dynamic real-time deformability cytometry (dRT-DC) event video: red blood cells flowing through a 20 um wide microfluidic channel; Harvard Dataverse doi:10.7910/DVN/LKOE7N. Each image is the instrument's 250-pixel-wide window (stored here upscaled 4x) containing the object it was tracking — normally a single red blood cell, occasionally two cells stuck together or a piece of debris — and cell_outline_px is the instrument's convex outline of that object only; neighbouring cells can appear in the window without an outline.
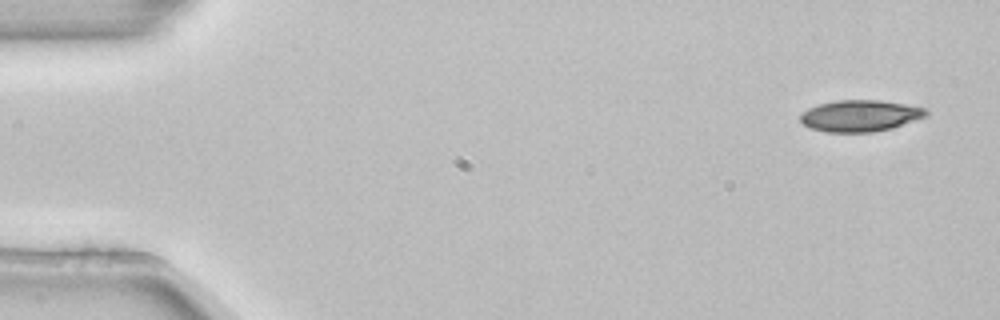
{"species": "common noctule bat (a hibernating species)", "species_latin": "Nyctalus noctula", "temperature_condition": "room temperature", "stored_images_in_passage": 4, "camera_frame_rate_fps": 3000, "um_per_image_px": 0.085, "animal": {"sex": "female", "body_mass_g": 22.7, "forearm_length_mm": 54.2}, "frame": {"image": 1, "passage_image": 1, "time_ms": 0.0, "image_size_px": [1000, 320], "cell_outline_px": [[928, 116], [892, 128], [872, 132], [824, 132], [808, 128], [800, 120], [800, 112], [808, 108], [820, 104], [836, 100], [880, 100], [904, 104], [924, 108], [928, 112]], "centroid_in_image_um": [73.08, 9.84], "position_along_channel_um": 11.9, "area_um2": 23.18}}
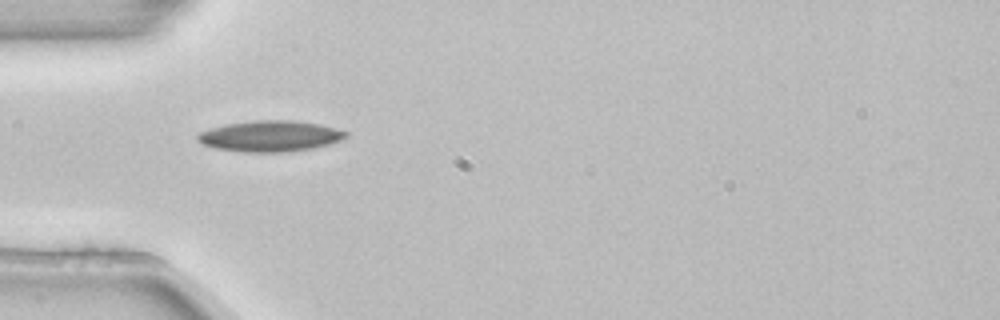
{"frame": {"image": 2, "passage_image": 4, "time_ms": 1.0, "image_size_px": [1000, 320], "cell_outline_px": [[348, 136], [340, 140], [328, 144], [312, 148], [288, 152], [244, 152], [216, 148], [204, 144], [196, 140], [196, 136], [200, 132], [224, 124], [252, 120], [292, 120], [320, 124], [348, 132]], "centroid_in_image_um": [22.95, 11.56], "position_along_channel_um": 62.0, "area_um2": 26.7}}